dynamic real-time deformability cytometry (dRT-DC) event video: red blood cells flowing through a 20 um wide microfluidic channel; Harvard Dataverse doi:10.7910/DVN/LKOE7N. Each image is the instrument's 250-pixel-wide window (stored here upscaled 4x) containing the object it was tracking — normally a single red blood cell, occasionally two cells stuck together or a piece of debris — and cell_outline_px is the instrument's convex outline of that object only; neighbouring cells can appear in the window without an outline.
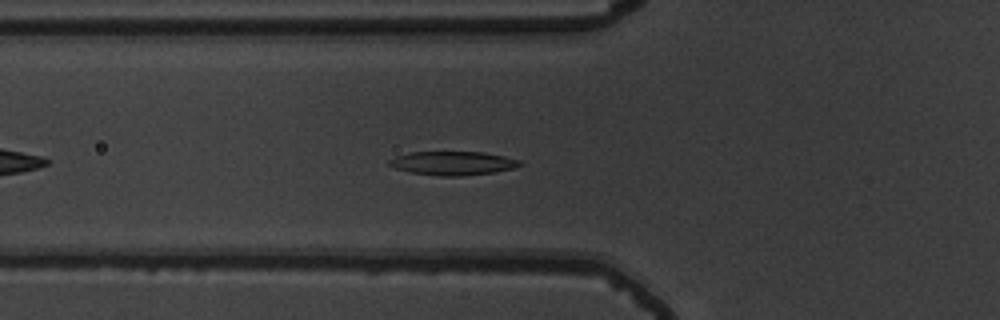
{"species": "common noctule bat (a hibernating species)", "species_latin": "Nyctalus noctula", "temperature_condition": "warm", "stored_images_in_passage": 41, "camera_frame_rate_fps": 3000, "um_per_image_px": 0.085, "animal": {"sex": "male", "body_mass_g": 19.5, "forearm_length_mm": 54.6}, "frame": {"image": 1, "passage_image": 7, "time_ms": 2.0, "image_size_px": [1000, 320], "cell_outline_px": [[524, 164], [516, 168], [496, 172], [460, 176], [440, 176], [412, 172], [396, 168], [388, 164], [388, 160], [396, 156], [408, 152], [484, 152], [504, 156], [520, 160]], "centroid_in_image_um": [38.54, 13.87], "position_along_channel_um": 87.3, "area_um2": 18.15}}
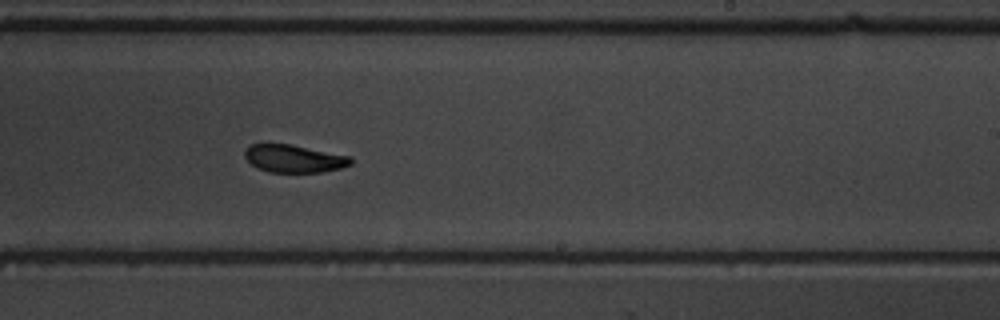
{"frame": {"image": 2, "passage_image": 21, "time_ms": 6.667, "image_size_px": [1000, 320], "cell_outline_px": [[352, 164], [340, 168], [320, 172], [268, 172], [256, 168], [244, 156], [244, 152], [248, 144], [264, 140], [268, 140], [292, 144], [352, 156]], "centroid_in_image_um": [24.91, 13.42], "position_along_channel_um": 264.1, "area_um2": 17.98}}
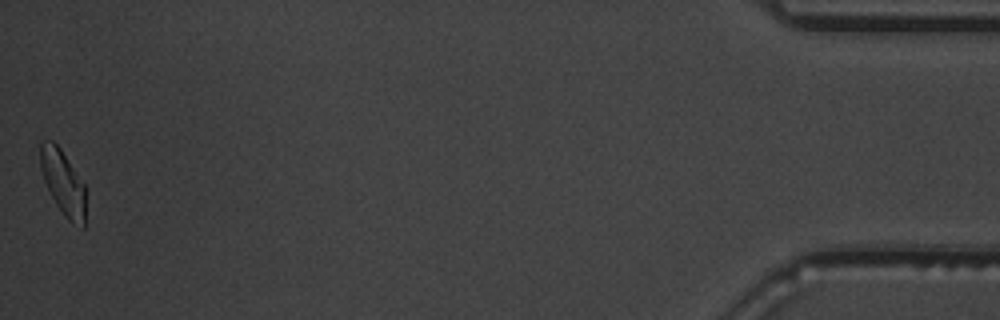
{"frame": {"image": 3, "passage_image": 41, "time_ms": 13.333, "image_size_px": [1000, 320], "cell_outline_px": [[84, 228], [72, 224], [64, 216], [56, 204], [44, 180], [40, 168], [40, 144], [44, 140], [52, 140], [60, 148], [84, 184]], "centroid_in_image_um": [5.34, 15.51], "position_along_channel_um": 429.9, "area_um2": 16.82}, "authors_computed_cell_mechanics": {"area_um2": 17.9758, "velocity_mm_per_s": 3.7849, "shape_relaxation_time_tau1_ms": 4.4257, "shape_relaxation_time_tau2_ms": 3.4504, "deformation_change_tau1": 0.1578, "deformation_change_tau2": 0.0945}}